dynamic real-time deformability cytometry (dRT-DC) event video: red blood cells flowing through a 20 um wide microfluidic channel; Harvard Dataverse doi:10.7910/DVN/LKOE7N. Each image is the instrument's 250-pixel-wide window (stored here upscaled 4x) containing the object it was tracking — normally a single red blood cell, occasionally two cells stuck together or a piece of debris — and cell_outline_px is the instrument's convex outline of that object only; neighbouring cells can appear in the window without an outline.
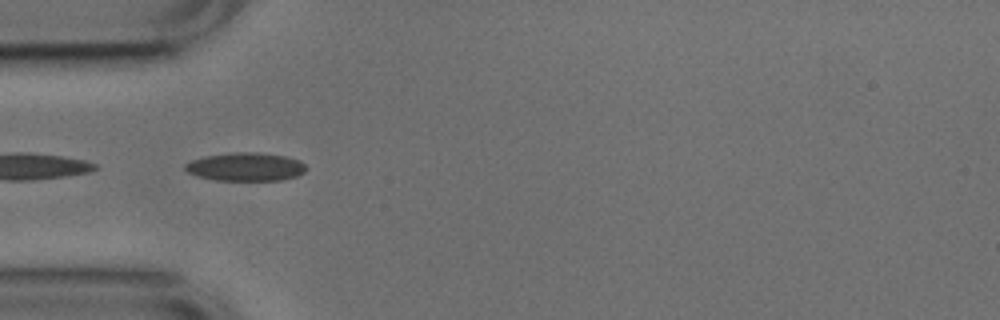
{"species": "common noctule bat (a hibernating species)", "species_latin": "Nyctalus noctula", "temperature_condition": "cold", "stored_images_in_passage": 8, "camera_frame_rate_fps": 3000, "um_per_image_px": 0.085, "animal": {"sex": "male", "body_mass_g": 17.9, "forearm_length_mm": 54.2}, "frame": {"image": 1, "passage_image": 3, "time_ms": 0.667, "image_size_px": [1000, 320], "cell_outline_px": [[308, 168], [304, 172], [296, 176], [280, 180], [216, 180], [196, 176], [188, 172], [184, 168], [184, 164], [192, 160], [208, 156], [236, 152], [260, 152], [284, 156], [300, 160]], "centroid_in_image_um": [20.9, 14.18], "position_along_channel_um": 64.1, "area_um2": 19.88}}